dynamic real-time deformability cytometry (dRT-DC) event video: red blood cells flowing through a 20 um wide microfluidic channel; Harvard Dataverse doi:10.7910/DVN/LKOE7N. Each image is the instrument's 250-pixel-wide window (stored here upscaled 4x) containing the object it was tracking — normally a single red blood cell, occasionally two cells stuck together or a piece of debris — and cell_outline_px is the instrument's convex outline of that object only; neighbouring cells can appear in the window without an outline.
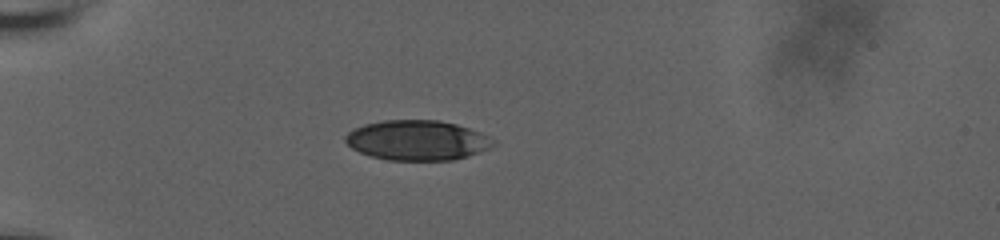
{"species": "human", "species_latin": "Homo sapiens", "temperature_condition": "room temperature", "stored_images_in_passage": 41, "camera_frame_rate_fps": 3000, "um_per_image_px": 0.085, "donor": {"sex": "male"}, "frame": {"image": 1, "passage_image": 1, "time_ms": 0.0, "image_size_px": [1000, 240], "cell_outline_px": [[496, 144], [488, 148], [468, 156], [452, 160], [388, 160], [372, 156], [360, 152], [352, 148], [344, 140], [344, 136], [352, 128], [364, 124], [384, 120], [440, 120], [456, 124], [480, 132], [496, 140]], "centroid_in_image_um": [35.45, 11.91], "position_along_channel_um": 49.5, "area_um2": 34.51}}
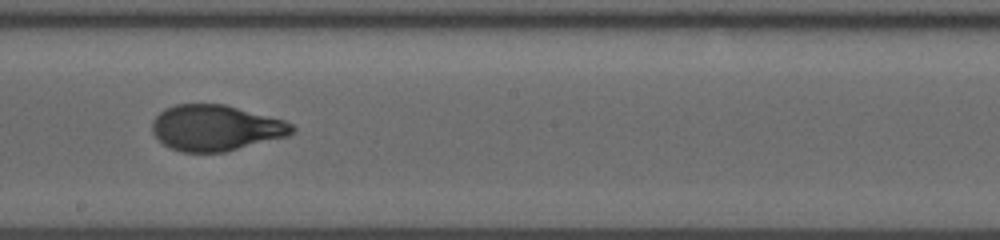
{"frame": {"image": 2, "passage_image": 18, "time_ms": 5.667, "image_size_px": [1000, 240], "cell_outline_px": [[296, 132], [288, 136], [224, 152], [180, 152], [168, 148], [152, 132], [152, 120], [164, 108], [176, 104], [224, 104], [284, 120], [292, 124], [296, 128]], "centroid_in_image_um": [18.34, 10.87], "position_along_channel_um": 229.9, "area_um2": 37.45}}
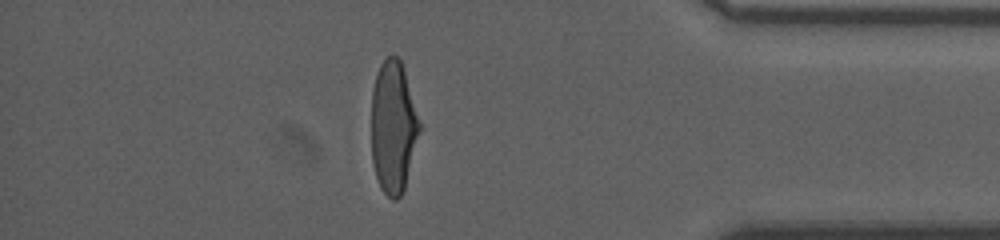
{"frame": {"image": 3, "passage_image": 34, "time_ms": 11.0, "image_size_px": [1000, 240], "cell_outline_px": [[420, 128], [404, 188], [400, 196], [396, 200], [392, 200], [380, 188], [372, 164], [372, 88], [376, 72], [380, 64], [392, 52], [400, 60], [404, 72], [420, 124]], "centroid_in_image_um": [33.39, 10.79], "position_along_channel_um": 401.8, "area_um2": 36.53}, "authors_computed_cell_mechanics": {"area_um2": 37.8012, "velocity_mm_per_s": 3.7219, "shape_relaxation_time_tau1_ms": 4.5623, "shape_relaxation_time_tau2_ms": 0.7964, "deformation_change_tau1": 0.2023, "deformation_change_tau2": 0.069}}